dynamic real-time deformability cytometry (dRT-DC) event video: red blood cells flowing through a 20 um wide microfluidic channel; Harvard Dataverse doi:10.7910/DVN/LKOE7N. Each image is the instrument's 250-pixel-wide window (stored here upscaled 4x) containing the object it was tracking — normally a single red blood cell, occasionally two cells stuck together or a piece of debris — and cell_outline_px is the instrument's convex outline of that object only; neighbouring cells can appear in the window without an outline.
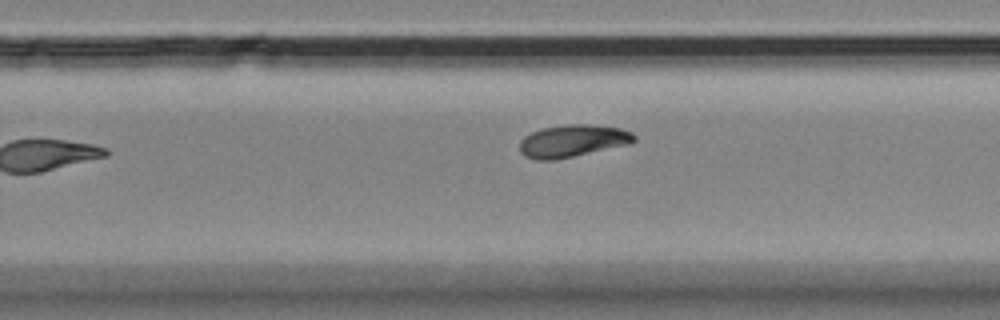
{"species": "Egyptian fruit bat (a non-hibernating species)", "species_latin": "Rousettus aegyptiacus", "temperature_condition": "room temperature", "stored_images_in_passage": 7, "camera_frame_rate_fps": 3000, "um_per_image_px": 0.085, "animal": {"sex": "female"}, "frame": {"image": 1, "passage_image": 7, "time_ms": 7.333, "image_size_px": [1000, 320], "cell_outline_px": [[636, 140], [628, 144], [556, 160], [536, 160], [524, 156], [520, 152], [520, 140], [524, 136], [540, 128], [568, 124], [592, 124], [620, 128], [632, 132], [636, 136]], "centroid_in_image_um": [48.65, 11.97], "position_along_channel_um": 281.2, "area_um2": 21.68}}